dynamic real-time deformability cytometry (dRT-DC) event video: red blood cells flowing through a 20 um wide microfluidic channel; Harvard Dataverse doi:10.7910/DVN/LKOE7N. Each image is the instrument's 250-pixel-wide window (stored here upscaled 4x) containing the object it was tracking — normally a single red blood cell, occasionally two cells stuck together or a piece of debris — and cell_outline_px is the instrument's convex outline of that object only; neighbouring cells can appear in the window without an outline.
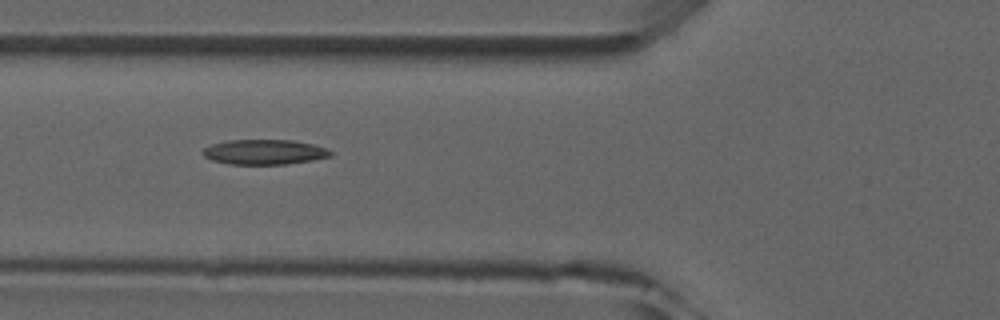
{"species": "common noctule bat (a hibernating species)", "species_latin": "Nyctalus noctula", "temperature_condition": "room temperature", "stored_images_in_passage": 6, "camera_frame_rate_fps": 3000, "um_per_image_px": 0.085, "animal": {"sex": "male", "forearm_length_mm": 52.5}, "frame": {"image": 1, "passage_image": 3, "time_ms": 2.333, "image_size_px": [1000, 320], "cell_outline_px": [[332, 156], [312, 160], [284, 164], [228, 164], [212, 160], [204, 156], [200, 152], [204, 148], [212, 144], [228, 140], [292, 140], [312, 144], [328, 148], [332, 152]], "centroid_in_image_um": [22.46, 12.92], "position_along_channel_um": 103.3, "area_um2": 18.61}}
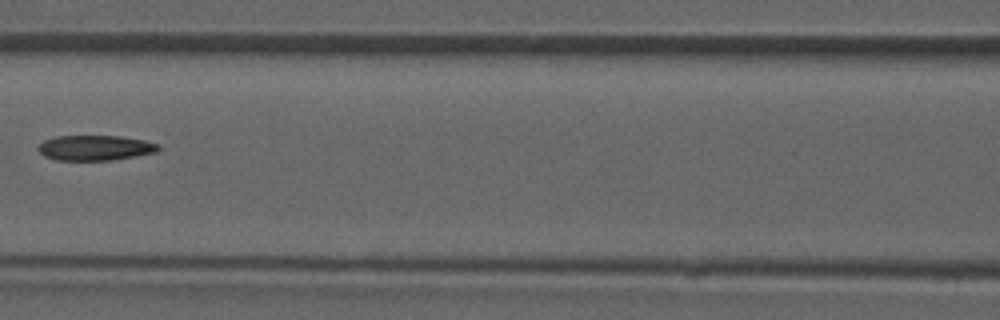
{"frame": {"image": 2, "passage_image": 4, "time_ms": 3.667, "image_size_px": [1000, 320], "cell_outline_px": [[160, 148], [156, 152], [136, 156], [112, 160], [56, 160], [44, 156], [36, 148], [44, 140], [56, 136], [120, 136], [144, 140], [160, 144]], "centroid_in_image_um": [8.09, 12.56], "position_along_channel_um": 158.5, "area_um2": 17.69}}